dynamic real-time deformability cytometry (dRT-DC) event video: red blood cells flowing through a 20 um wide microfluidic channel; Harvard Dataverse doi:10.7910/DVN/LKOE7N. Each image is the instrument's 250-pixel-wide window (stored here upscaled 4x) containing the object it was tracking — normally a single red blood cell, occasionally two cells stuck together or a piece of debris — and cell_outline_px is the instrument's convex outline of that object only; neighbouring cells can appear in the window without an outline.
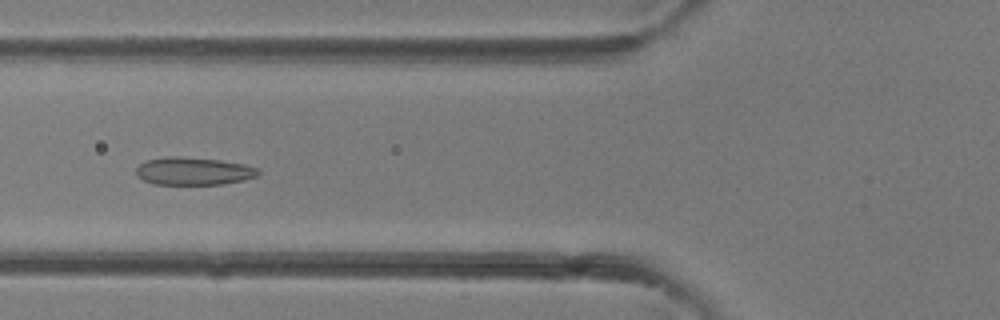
{"species": "common noctule bat (a hibernating species)", "species_latin": "Nyctalus noctula", "temperature_condition": "room temperature", "stored_images_in_passage": 41, "camera_frame_rate_fps": 3000, "um_per_image_px": 0.085, "animal": {"sex": "female"}, "frame": {"image": 1, "passage_image": 16, "time_ms": 5.0, "image_size_px": [1000, 320], "cell_outline_px": [[260, 172], [256, 176], [240, 180], [220, 184], [152, 184], [136, 176], [136, 168], [144, 160], [164, 156], [180, 156], [220, 160], [244, 164], [256, 168]], "centroid_in_image_um": [16.37, 14.53], "position_along_channel_um": 109.4, "area_um2": 19.71}}
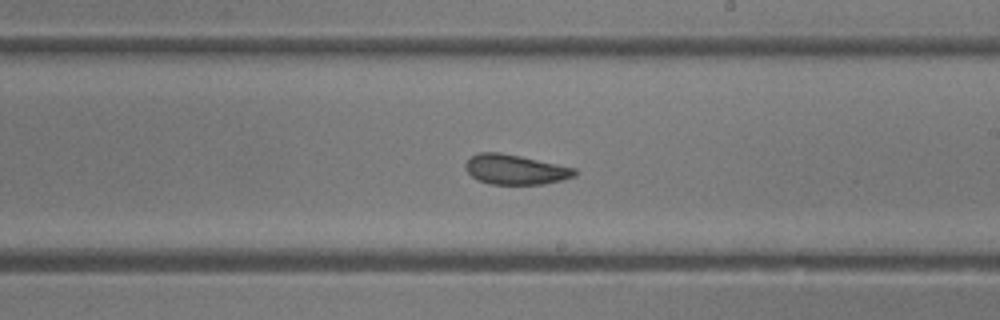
{"frame": {"image": 2, "passage_image": 24, "time_ms": 7.667, "image_size_px": [1000, 320], "cell_outline_px": [[576, 176], [544, 184], [488, 184], [476, 180], [468, 172], [464, 164], [476, 152], [500, 152], [520, 156], [576, 168]], "centroid_in_image_um": [43.78, 14.41], "position_along_channel_um": 245.2, "area_um2": 19.02}}
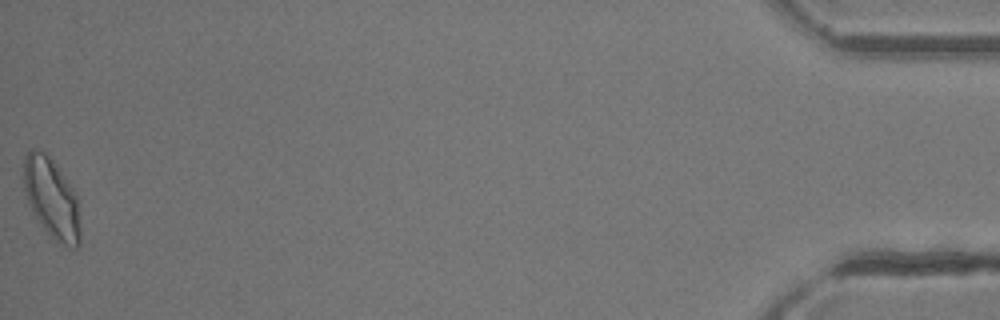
{"frame": {"image": 3, "passage_image": 41, "time_ms": 13.333, "image_size_px": [1000, 320], "cell_outline_px": [[80, 244], [76, 248], [60, 244], [44, 228], [32, 212], [28, 204], [24, 192], [24, 156], [28, 148], [36, 148], [48, 152], [60, 168], [76, 192], [80, 228]], "centroid_in_image_um": [4.38, 16.78], "position_along_channel_um": 430.8, "area_um2": 26.93}}